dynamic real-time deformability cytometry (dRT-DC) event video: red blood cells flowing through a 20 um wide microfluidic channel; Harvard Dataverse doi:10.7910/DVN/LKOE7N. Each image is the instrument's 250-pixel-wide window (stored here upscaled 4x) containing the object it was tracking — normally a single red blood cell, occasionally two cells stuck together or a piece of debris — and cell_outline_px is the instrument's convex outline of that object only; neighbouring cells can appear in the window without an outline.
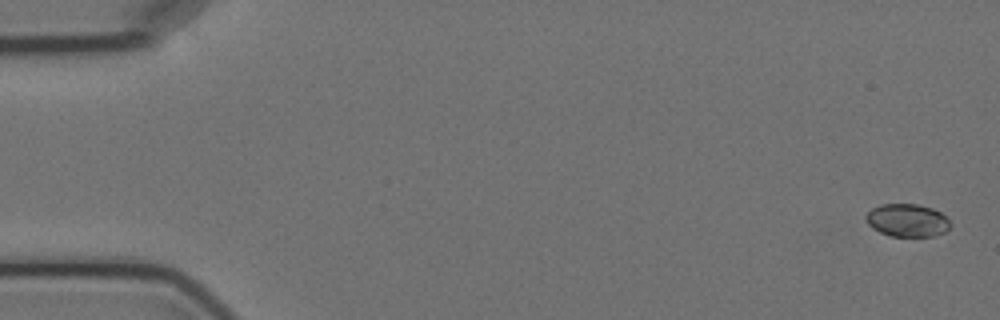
{"species": "Egyptian fruit bat (a non-hibernating species)", "species_latin": "Rousettus aegyptiacus", "temperature_condition": "cold", "stored_images_in_passage": 5, "camera_frame_rate_fps": 3000, "um_per_image_px": 0.085, "animal": {"sex": "female"}, "frame": {"image": 1, "passage_image": 1, "time_ms": 0.0, "image_size_px": [1000, 320], "cell_outline_px": [[952, 224], [944, 232], [932, 236], [888, 236], [872, 228], [864, 220], [864, 216], [872, 208], [880, 204], [916, 204], [932, 208], [940, 212]], "centroid_in_image_um": [77.07, 18.72], "position_along_channel_um": 7.9, "area_um2": 16.18}}
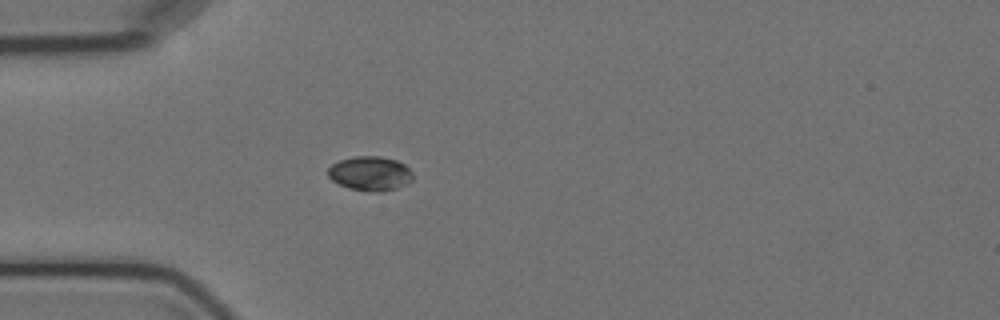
{"frame": {"image": 2, "passage_image": 5, "time_ms": 5.0, "image_size_px": [1000, 320], "cell_outline_px": [[412, 180], [408, 184], [396, 188], [380, 192], [368, 192], [348, 188], [332, 180], [328, 176], [328, 168], [332, 164], [340, 160], [352, 156], [380, 156], [396, 160], [404, 164], [412, 172]], "centroid_in_image_um": [31.46, 14.75], "position_along_channel_um": 53.5, "area_um2": 17.11}}